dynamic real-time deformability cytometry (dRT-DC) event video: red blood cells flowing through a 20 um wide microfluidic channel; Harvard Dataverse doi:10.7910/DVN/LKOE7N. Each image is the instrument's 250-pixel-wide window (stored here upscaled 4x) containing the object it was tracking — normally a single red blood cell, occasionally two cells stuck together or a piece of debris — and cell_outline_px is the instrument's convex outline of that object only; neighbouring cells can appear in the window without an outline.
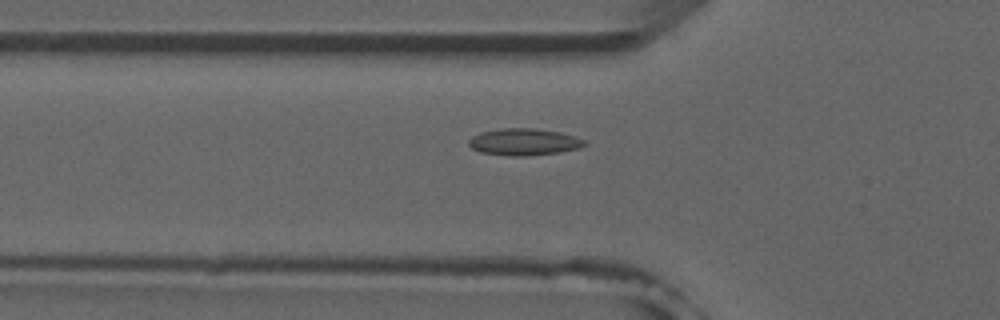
{"species": "common noctule bat (a hibernating species)", "species_latin": "Nyctalus noctula", "temperature_condition": "room temperature", "stored_images_in_passage": 52, "camera_frame_rate_fps": 3000, "um_per_image_px": 0.085, "animal": {"sex": "male", "forearm_length_mm": 52.5}, "frame": {"image": 1, "passage_image": 18, "time_ms": 5.667, "image_size_px": [1000, 320], "cell_outline_px": [[588, 144], [580, 148], [560, 152], [524, 156], [512, 156], [480, 152], [472, 148], [468, 144], [468, 140], [472, 136], [480, 132], [500, 128], [536, 128], [560, 132], [584, 140]], "centroid_in_image_um": [44.52, 12.06], "position_along_channel_um": 81.3, "area_um2": 18.15}}
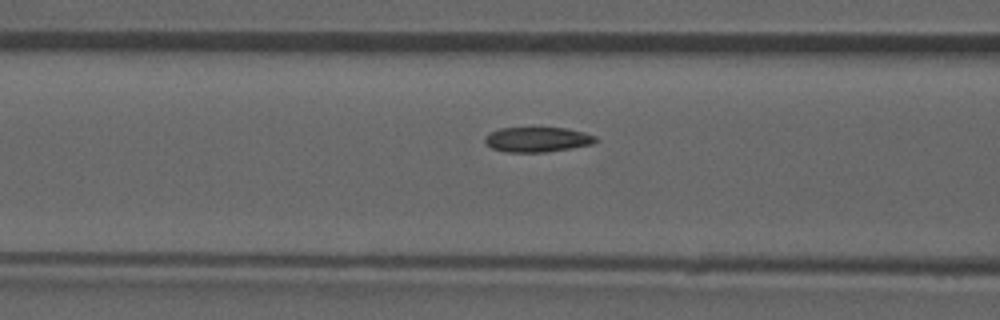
{"frame": {"image": 2, "passage_image": 21, "time_ms": 6.667, "image_size_px": [1000, 320], "cell_outline_px": [[600, 140], [592, 144], [544, 152], [504, 152], [492, 148], [484, 140], [484, 136], [500, 128], [568, 128], [584, 132], [596, 136]], "centroid_in_image_um": [45.69, 11.85], "position_along_channel_um": 120.9, "area_um2": 16.01}}
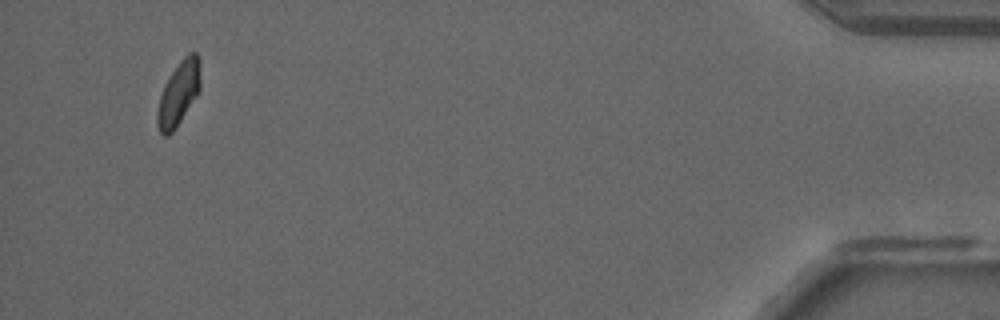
{"frame": {"image": 3, "passage_image": 50, "time_ms": 16.333, "image_size_px": [1000, 320], "cell_outline_px": [[200, 92], [176, 128], [168, 136], [164, 136], [160, 132], [156, 124], [156, 112], [160, 96], [164, 84], [180, 60], [188, 52], [196, 52], [200, 60]], "centroid_in_image_um": [15.19, 7.95], "position_along_channel_um": 420.0, "area_um2": 16.42}, "authors_computed_cell_mechanics": {"area_um2": 16.5886, "velocity_mm_per_s": 3.9153, "shape_relaxation_time_tau1_ms": null, "shape_relaxation_time_tau2_ms": 4.1434, "deformation_change_tau1": null, "deformation_change_tau2": 0.0726}}